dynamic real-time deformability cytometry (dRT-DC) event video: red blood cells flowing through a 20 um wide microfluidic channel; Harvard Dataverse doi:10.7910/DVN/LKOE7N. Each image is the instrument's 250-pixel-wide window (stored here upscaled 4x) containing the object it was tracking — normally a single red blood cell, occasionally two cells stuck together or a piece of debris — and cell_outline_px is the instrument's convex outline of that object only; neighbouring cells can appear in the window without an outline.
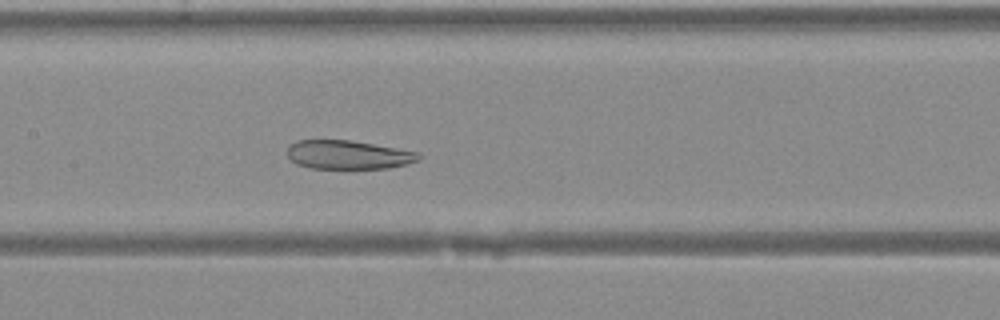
{"species": "Egyptian fruit bat (a non-hibernating species)", "species_latin": "Rousettus aegyptiacus", "temperature_condition": "warm", "stored_images_in_passage": 34, "camera_frame_rate_fps": 3000, "um_per_image_px": 0.085, "animal": {"sex": "female"}, "frame": {"image": 1, "passage_image": 17, "time_ms": 5.333, "image_size_px": [1000, 320], "cell_outline_px": [[420, 160], [408, 164], [388, 168], [308, 168], [296, 164], [288, 156], [288, 148], [296, 140], [352, 140], [420, 152]], "centroid_in_image_um": [29.63, 13.15], "position_along_channel_um": 177.8, "area_um2": 22.08}}
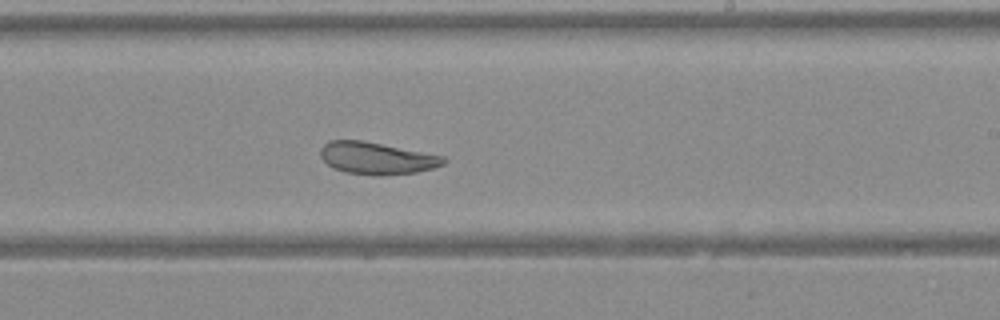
{"frame": {"image": 2, "passage_image": 22, "time_ms": 7.0, "image_size_px": [1000, 320], "cell_outline_px": [[448, 160], [444, 164], [432, 168], [416, 172], [384, 176], [376, 176], [344, 172], [332, 168], [320, 156], [320, 148], [328, 140], [360, 140], [444, 156]], "centroid_in_image_um": [32.0, 13.46], "position_along_channel_um": 257.0, "area_um2": 23.06}}
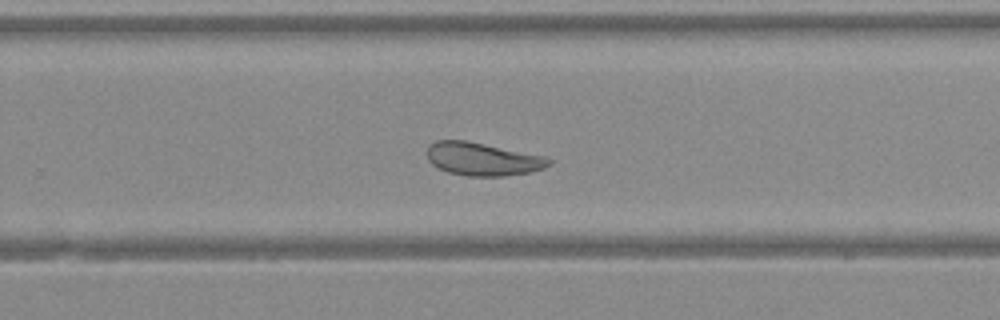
{"frame": {"image": 3, "passage_image": 24, "time_ms": 7.667, "image_size_px": [1000, 320], "cell_outline_px": [[552, 164], [544, 168], [528, 172], [504, 176], [468, 176], [448, 172], [432, 164], [428, 160], [428, 144], [436, 140], [464, 140], [544, 156], [552, 160]], "centroid_in_image_um": [41.01, 13.52], "position_along_channel_um": 288.8, "area_um2": 23.24}}